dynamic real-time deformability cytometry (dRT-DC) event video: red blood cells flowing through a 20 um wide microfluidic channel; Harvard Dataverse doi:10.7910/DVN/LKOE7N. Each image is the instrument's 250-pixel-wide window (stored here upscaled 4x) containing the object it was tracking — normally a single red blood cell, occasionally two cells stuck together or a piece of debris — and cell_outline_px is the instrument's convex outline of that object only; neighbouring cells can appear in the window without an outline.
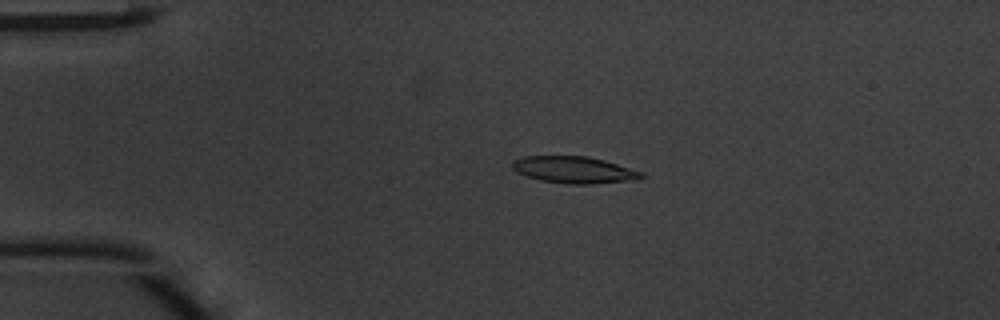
{"species": "common noctule bat (a hibernating species)", "species_latin": "Nyctalus noctula", "temperature_condition": "warm", "stored_images_in_passage": 48, "camera_frame_rate_fps": 3000, "um_per_image_px": 0.085, "animal": {"sex": "male", "body_mass_g": 20.1, "forearm_length_mm": 53.5}, "frame": {"image": 1, "passage_image": 11, "time_ms": 3.333, "image_size_px": [1000, 320], "cell_outline_px": [[644, 176], [636, 180], [588, 184], [568, 184], [540, 180], [516, 172], [512, 168], [512, 160], [524, 156], [588, 156], [604, 160], [644, 172]], "centroid_in_image_um": [48.79, 14.43], "position_along_channel_um": 36.2, "area_um2": 20.17}}
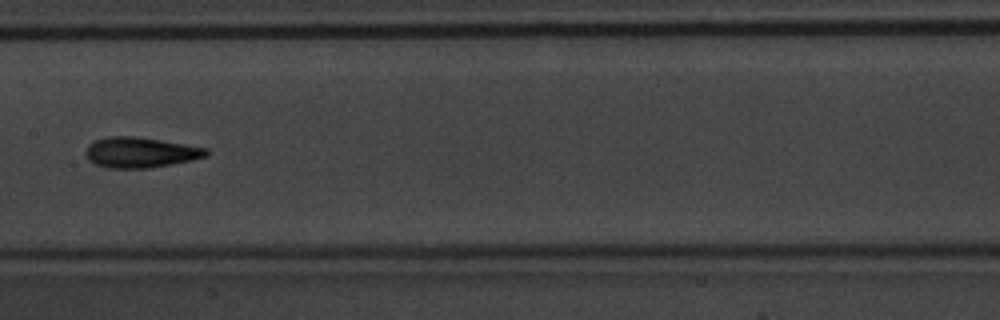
{"frame": {"image": 2, "passage_image": 25, "time_ms": 8.0, "image_size_px": [1000, 320], "cell_outline_px": [[208, 156], [192, 160], [148, 168], [108, 168], [96, 164], [88, 160], [84, 152], [88, 144], [96, 140], [108, 136], [136, 136], [208, 148]], "centroid_in_image_um": [11.91, 12.95], "position_along_channel_um": 195.5, "area_um2": 21.39}}
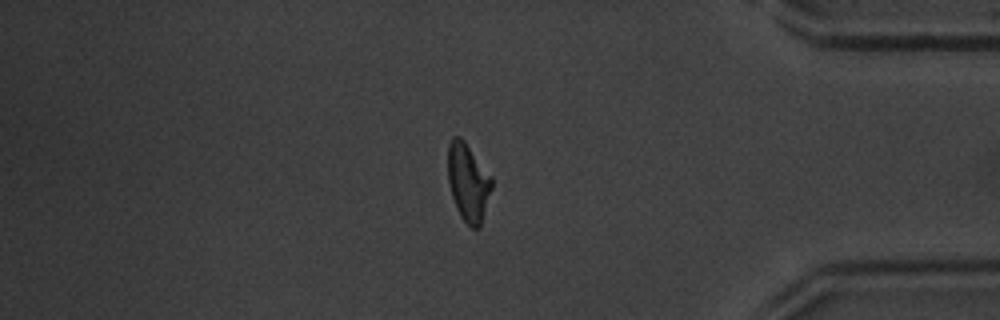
{"frame": {"image": 3, "passage_image": 41, "time_ms": 13.333, "image_size_px": [1000, 320], "cell_outline_px": [[492, 188], [480, 228], [472, 228], [460, 216], [456, 208], [452, 196], [448, 180], [448, 144], [452, 136], [460, 136], [464, 140], [492, 176]], "centroid_in_image_um": [39.79, 15.48], "position_along_channel_um": 395.4, "area_um2": 20.0}, "authors_computed_cell_mechanics": {"area_um2": 19.9699, "velocity_mm_per_s": 4.2566, "shape_relaxation_time_tau1_ms": 3.8663, "shape_relaxation_time_tau2_ms": 1.7538, "deformation_change_tau1": 0.1859, "deformation_change_tau2": 0.0941}}